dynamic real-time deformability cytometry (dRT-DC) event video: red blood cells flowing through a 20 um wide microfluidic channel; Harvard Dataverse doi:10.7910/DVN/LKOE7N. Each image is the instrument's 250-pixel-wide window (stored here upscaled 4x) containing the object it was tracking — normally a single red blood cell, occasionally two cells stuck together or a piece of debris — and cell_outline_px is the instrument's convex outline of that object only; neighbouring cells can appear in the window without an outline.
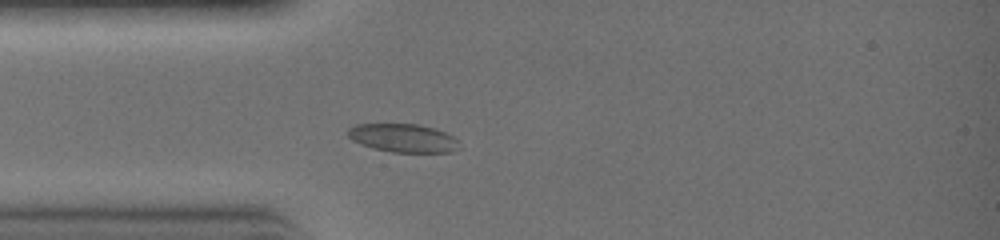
{"species": "common noctule bat (a hibernating species)", "species_latin": "Nyctalus noctula", "temperature_condition": "warm", "stored_images_in_passage": 26, "camera_frame_rate_fps": 3000, "um_per_image_px": 0.085, "animal": {"sex": "female", "body_mass_g": 19.0, "forearm_length_mm": 51.5}, "frame": {"image": 1, "passage_image": 5, "time_ms": 1.333, "image_size_px": [1000, 240], "cell_outline_px": [[460, 148], [452, 152], [392, 152], [372, 148], [360, 144], [352, 140], [348, 136], [348, 128], [356, 124], [420, 124], [444, 132], [452, 136], [456, 140]], "centroid_in_image_um": [34.24, 11.73], "position_along_channel_um": 50.8, "area_um2": 18.38}}
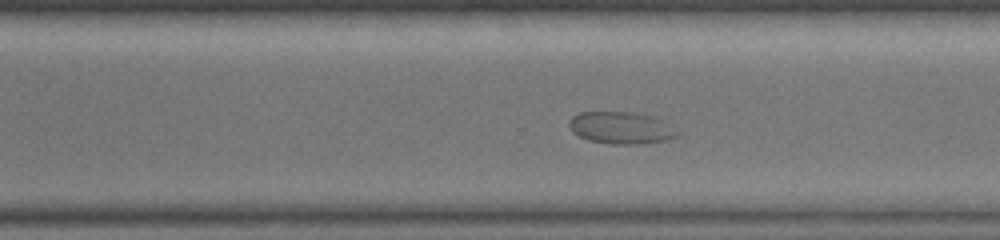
{"frame": {"image": 2, "passage_image": 19, "time_ms": 6.0, "image_size_px": [1000, 240], "cell_outline_px": [[680, 132], [676, 136], [664, 140], [632, 144], [612, 144], [588, 140], [572, 132], [568, 124], [568, 120], [572, 116], [580, 112], [632, 112], [652, 116], [660, 120]], "centroid_in_image_um": [52.72, 10.85], "position_along_channel_um": 317.9, "area_um2": 19.94}}
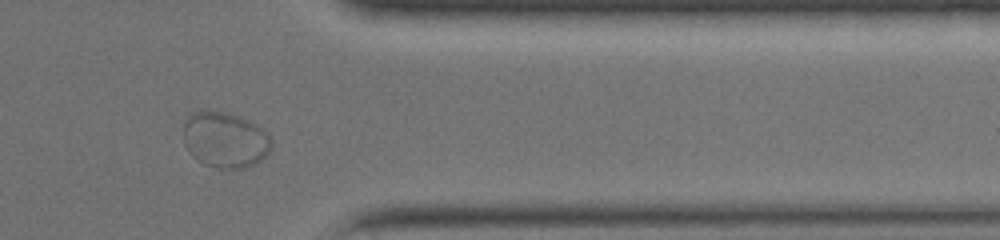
{"frame": {"image": 3, "passage_image": 23, "time_ms": 7.333, "image_size_px": [1000, 240], "cell_outline_px": [[272, 148], [256, 164], [244, 168], [220, 168], [204, 164], [196, 156], [184, 140], [184, 124], [188, 116], [192, 112], [200, 108], [224, 112], [240, 116], [260, 124], [268, 132], [272, 140]], "centroid_in_image_um": [19.2, 11.83], "position_along_channel_um": 392.2, "area_um2": 28.78}}